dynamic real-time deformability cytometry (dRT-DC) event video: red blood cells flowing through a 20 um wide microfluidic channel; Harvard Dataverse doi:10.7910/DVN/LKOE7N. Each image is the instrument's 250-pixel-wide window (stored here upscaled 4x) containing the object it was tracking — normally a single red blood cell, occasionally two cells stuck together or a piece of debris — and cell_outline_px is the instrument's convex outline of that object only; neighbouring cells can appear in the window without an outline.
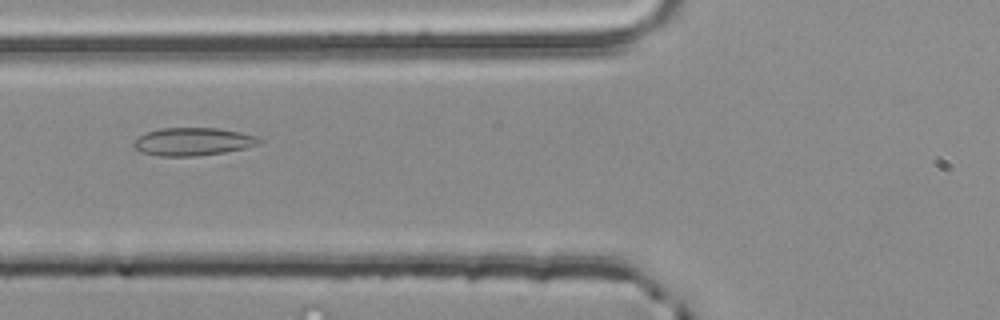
{"species": "common noctule bat (a hibernating species)", "species_latin": "Nyctalus noctula", "temperature_condition": "room temperature", "stored_images_in_passage": 4, "camera_frame_rate_fps": 3000, "um_per_image_px": 0.085, "animal": {"sex": "male", "body_mass_g": 20.4}, "frame": {"image": 1, "passage_image": 4, "time_ms": 1.0, "image_size_px": [1000, 320], "cell_outline_px": [[264, 140], [256, 144], [244, 148], [224, 152], [196, 156], [156, 156], [140, 152], [132, 144], [140, 136], [148, 132], [160, 128], [220, 128], [240, 132], [256, 136]], "centroid_in_image_um": [16.39, 12.04], "position_along_channel_um": 109.4, "area_um2": 20.29}}